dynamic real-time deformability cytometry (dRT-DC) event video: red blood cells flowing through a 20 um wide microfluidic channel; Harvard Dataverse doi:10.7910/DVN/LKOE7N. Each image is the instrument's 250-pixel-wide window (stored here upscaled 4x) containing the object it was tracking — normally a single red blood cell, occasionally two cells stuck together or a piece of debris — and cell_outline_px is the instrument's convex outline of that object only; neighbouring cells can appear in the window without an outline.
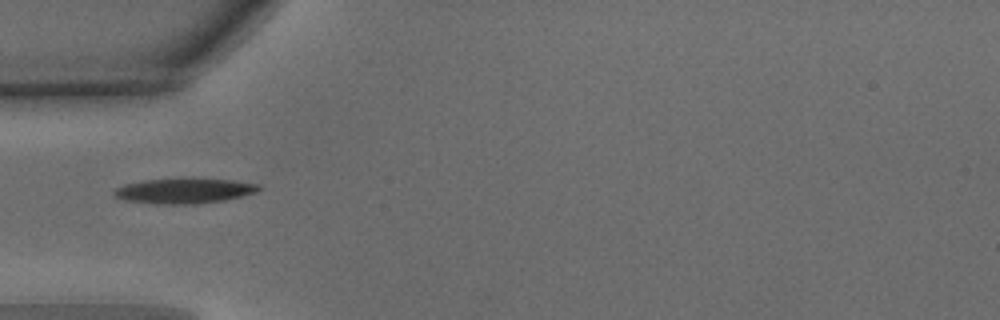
{"species": "common noctule bat (a hibernating species)", "species_latin": "Nyctalus noctula", "temperature_condition": "warm", "stored_images_in_passage": 16, "camera_frame_rate_fps": 3000, "um_per_image_px": 0.085, "animal": {"sex": "male", "body_mass_g": 15.6}, "frame": {"image": 1, "passage_image": 1, "time_ms": 0.0, "image_size_px": [1000, 320], "cell_outline_px": [[260, 188], [256, 192], [224, 200], [196, 204], [156, 204], [124, 200], [116, 196], [112, 192], [116, 188], [124, 184], [144, 180], [184, 176], [192, 176], [236, 180], [260, 184]], "centroid_in_image_um": [15.67, 16.17], "position_along_channel_um": 69.3, "area_um2": 22.08}}
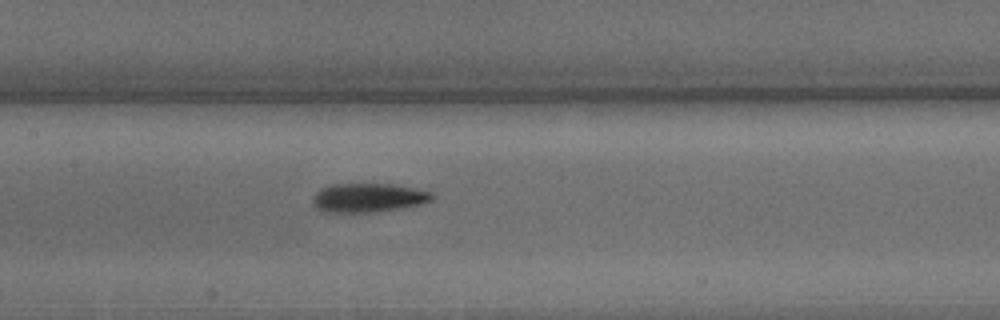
{"frame": {"image": 2, "passage_image": 9, "time_ms": 2.667, "image_size_px": [1000, 320], "cell_outline_px": [[436, 196], [432, 200], [420, 204], [400, 208], [372, 212], [324, 212], [316, 208], [312, 204], [312, 196], [320, 188], [332, 184], [392, 184], [432, 192]], "centroid_in_image_um": [31.26, 16.8], "position_along_channel_um": 176.1, "area_um2": 20.17}}
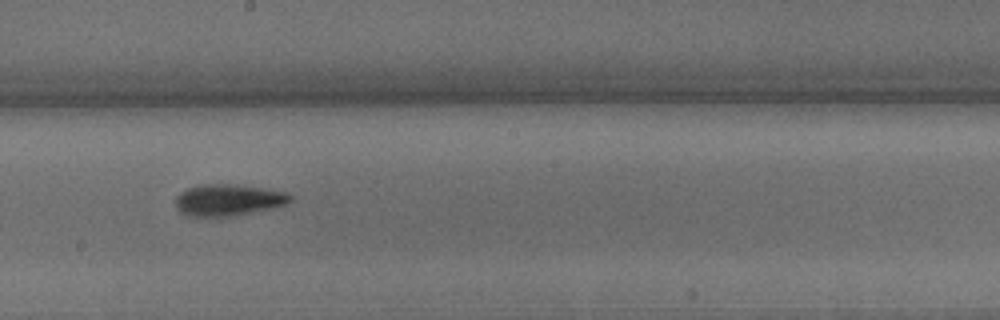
{"frame": {"image": 3, "passage_image": 13, "time_ms": 4.0, "image_size_px": [1000, 320], "cell_outline_px": [[292, 200], [288, 204], [272, 208], [232, 216], [188, 216], [180, 212], [176, 208], [176, 196], [180, 192], [188, 188], [204, 184], [236, 184], [264, 188], [288, 192], [292, 196]], "centroid_in_image_um": [19.43, 16.99], "position_along_channel_um": 228.8, "area_um2": 21.21}}